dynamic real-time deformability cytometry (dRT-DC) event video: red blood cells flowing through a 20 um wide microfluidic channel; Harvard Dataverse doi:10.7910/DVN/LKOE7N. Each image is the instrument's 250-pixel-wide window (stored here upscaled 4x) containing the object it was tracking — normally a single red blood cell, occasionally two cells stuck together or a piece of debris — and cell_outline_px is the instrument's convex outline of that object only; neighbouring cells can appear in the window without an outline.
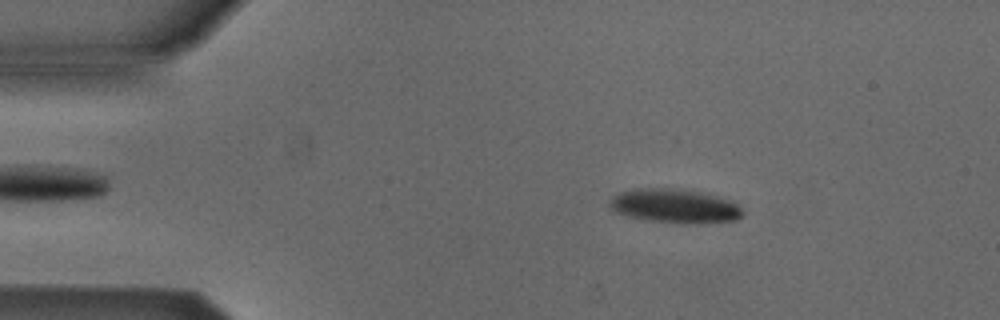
{"species": "Egyptian fruit bat (a non-hibernating species)", "species_latin": "Rousettus aegyptiacus", "temperature_condition": "cold", "stored_images_in_passage": 52, "camera_frame_rate_fps": 3000, "um_per_image_px": 0.085, "animal": {"sex": "male"}, "frame": {"image": 1, "passage_image": 8, "time_ms": 2.333, "image_size_px": [1000, 320], "cell_outline_px": [[744, 212], [740, 216], [732, 220], [696, 224], [644, 220], [628, 216], [616, 212], [608, 204], [608, 200], [612, 196], [620, 192], [636, 188], [680, 188], [700, 192], [716, 196], [728, 200], [736, 204]], "centroid_in_image_um": [57.29, 17.5], "position_along_channel_um": 27.7, "area_um2": 26.3}}
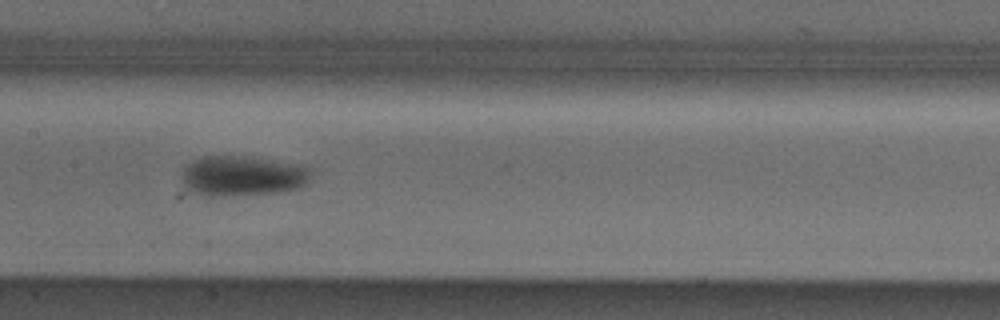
{"frame": {"image": 2, "passage_image": 25, "time_ms": 8.0, "image_size_px": [1000, 320], "cell_outline_px": [[308, 180], [300, 188], [272, 192], [212, 196], [192, 192], [184, 188], [184, 168], [192, 160], [200, 156], [248, 156], [300, 164], [308, 168]], "centroid_in_image_um": [20.57, 14.92], "position_along_channel_um": 186.8, "area_um2": 29.77}}
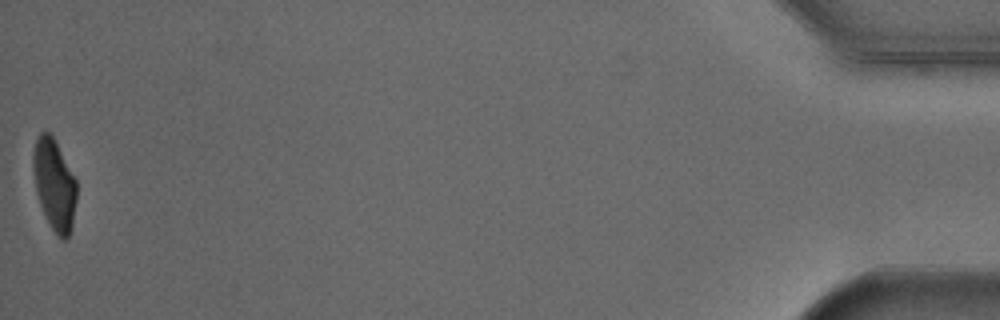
{"frame": {"image": 3, "passage_image": 52, "time_ms": 17.0, "image_size_px": [1000, 320], "cell_outline_px": [[76, 200], [72, 228], [68, 236], [64, 240], [60, 240], [56, 236], [40, 204], [36, 192], [32, 164], [32, 156], [36, 140], [40, 132], [48, 132], [52, 136], [76, 180]], "centroid_in_image_um": [4.61, 15.72], "position_along_channel_um": 430.6, "area_um2": 22.77}, "authors_computed_cell_mechanics": {"area_um2": 27.0504, "velocity_mm_per_s": 3.8557, "shape_relaxation_time_tau1_ms": 5.2206, "shape_relaxation_time_tau2_ms": null, "deformation_change_tau1": 0.1615, "deformation_change_tau2": null}}